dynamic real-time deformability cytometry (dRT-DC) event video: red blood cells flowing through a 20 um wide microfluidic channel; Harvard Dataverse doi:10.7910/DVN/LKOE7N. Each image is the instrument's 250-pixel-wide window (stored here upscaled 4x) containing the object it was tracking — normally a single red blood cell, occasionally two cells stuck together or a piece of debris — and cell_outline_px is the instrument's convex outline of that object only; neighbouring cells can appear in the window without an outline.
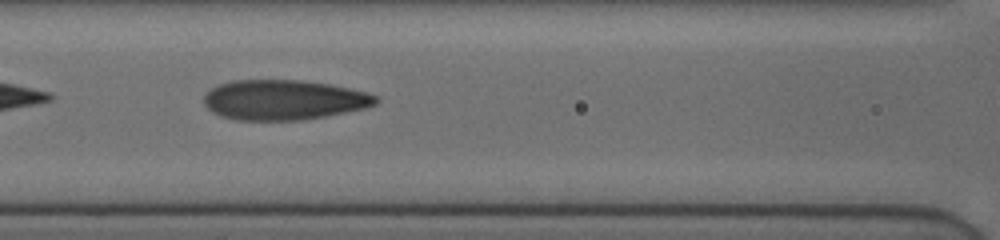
{"species": "human", "species_latin": "Homo sapiens", "temperature_condition": "cold", "stored_images_in_passage": 18, "camera_frame_rate_fps": 3000, "um_per_image_px": 0.085, "donor": {"sex": "female"}, "frame": {"image": 1, "passage_image": 8, "time_ms": 1.0, "image_size_px": [1000, 240], "cell_outline_px": [[380, 100], [376, 104], [364, 108], [324, 116], [300, 120], [236, 120], [220, 116], [212, 112], [204, 104], [204, 96], [212, 88], [220, 84], [232, 80], [300, 80], [328, 84], [348, 88], [364, 92], [376, 96]], "centroid_in_image_um": [24.08, 8.49], "position_along_channel_um": 142.5, "area_um2": 39.82}}
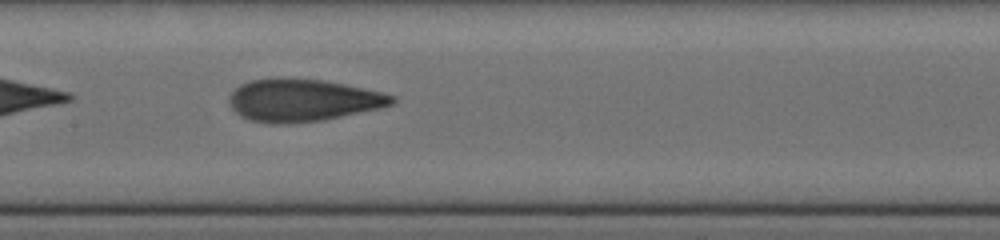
{"frame": {"image": 2, "passage_image": 16, "time_ms": 2.0, "image_size_px": [1000, 240], "cell_outline_px": [[396, 100], [392, 104], [380, 108], [324, 120], [276, 124], [272, 124], [252, 120], [240, 116], [232, 108], [228, 100], [228, 96], [240, 84], [248, 80], [276, 76], [284, 76], [324, 80], [364, 88], [396, 96]], "centroid_in_image_um": [25.69, 8.49], "position_along_channel_um": 181.7, "area_um2": 40.69}}